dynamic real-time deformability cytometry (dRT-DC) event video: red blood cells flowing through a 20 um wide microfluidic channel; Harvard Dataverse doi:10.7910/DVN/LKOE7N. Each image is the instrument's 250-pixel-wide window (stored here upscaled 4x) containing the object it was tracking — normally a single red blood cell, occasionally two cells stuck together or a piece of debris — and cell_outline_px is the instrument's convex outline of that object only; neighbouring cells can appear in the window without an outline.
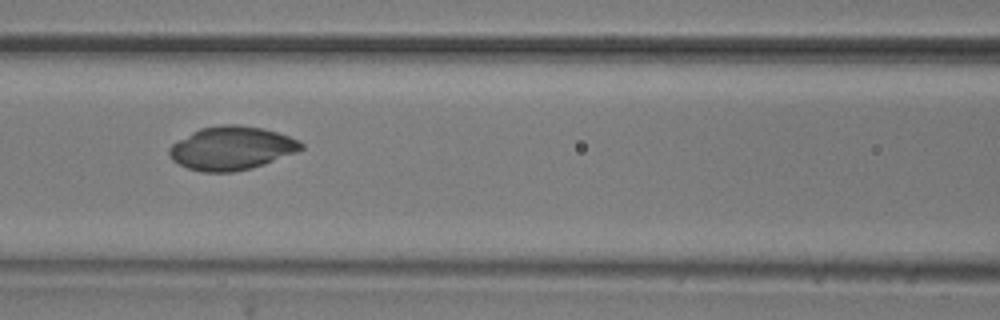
{"species": "common noctule bat (a hibernating species)", "species_latin": "Nyctalus noctula", "temperature_condition": "room temperature", "stored_images_in_passage": 7, "camera_frame_rate_fps": 3000, "um_per_image_px": 0.085, "animal": {"sex": "male", "body_mass_g": 20.5, "forearm_length_mm": 52.5}, "frame": {"image": 1, "passage_image": 5, "time_ms": 1.333, "image_size_px": [1000, 320], "cell_outline_px": [[304, 148], [296, 152], [264, 164], [252, 168], [232, 172], [200, 172], [188, 168], [172, 160], [168, 152], [168, 148], [172, 144], [192, 132], [200, 128], [224, 124], [240, 124], [264, 128], [300, 140], [304, 144]], "centroid_in_image_um": [19.69, 12.59], "position_along_channel_um": 146.9, "area_um2": 33.47}}
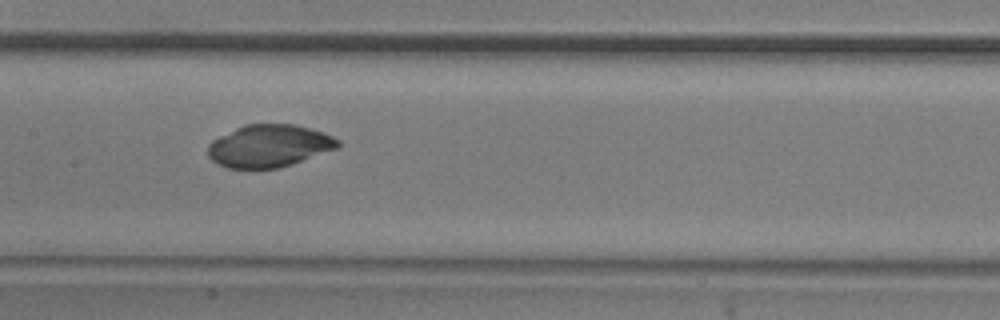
{"frame": {"image": 2, "passage_image": 6, "time_ms": 1.667, "image_size_px": [1000, 320], "cell_outline_px": [[340, 148], [280, 168], [228, 168], [216, 164], [208, 156], [208, 144], [212, 140], [244, 124], [296, 124], [332, 136], [340, 140]], "centroid_in_image_um": [22.88, 12.41], "position_along_channel_um": 184.5, "area_um2": 32.25}}
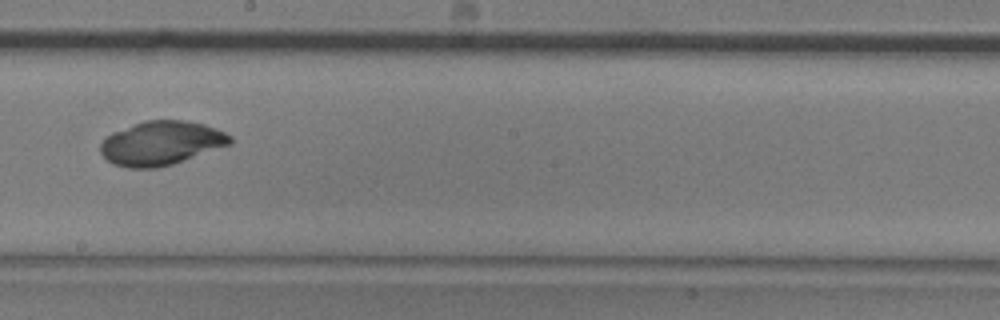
{"frame": {"image": 3, "passage_image": 7, "time_ms": 2.0, "image_size_px": [1000, 320], "cell_outline_px": [[232, 144], [172, 164], [156, 168], [128, 168], [112, 164], [100, 152], [100, 144], [112, 132], [144, 120], [184, 120], [204, 124], [216, 128], [232, 136]], "centroid_in_image_um": [13.71, 12.16], "position_along_channel_um": 234.5, "area_um2": 33.23}}